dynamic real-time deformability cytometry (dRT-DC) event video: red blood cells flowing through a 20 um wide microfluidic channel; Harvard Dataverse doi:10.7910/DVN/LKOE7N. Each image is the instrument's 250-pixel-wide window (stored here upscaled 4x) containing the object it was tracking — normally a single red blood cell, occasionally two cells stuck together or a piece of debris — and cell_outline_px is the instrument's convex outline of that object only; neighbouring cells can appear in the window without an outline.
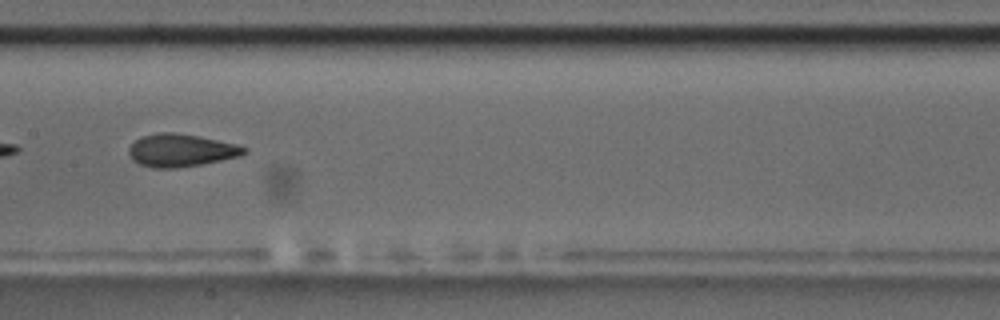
{"species": "common noctule bat (a hibernating species)", "species_latin": "Nyctalus noctula", "temperature_condition": "room temperature", "stored_images_in_passage": 38, "camera_frame_rate_fps": 3000, "um_per_image_px": 0.085, "animal": {"sex": "male", "body_mass_g": 17.5, "forearm_length_mm": 52.3}, "frame": {"image": 1, "passage_image": 28, "time_ms": 9.0, "image_size_px": [1000, 320], "cell_outline_px": [[248, 152], [240, 156], [200, 164], [176, 168], [152, 168], [140, 164], [132, 160], [128, 152], [128, 148], [140, 136], [160, 132], [172, 132], [196, 136], [236, 144], [248, 148]], "centroid_in_image_um": [15.35, 12.78], "position_along_channel_um": 192.0, "area_um2": 21.85}}
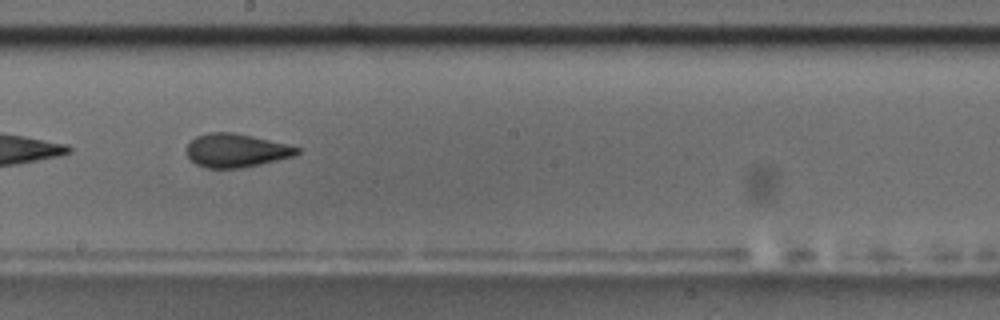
{"frame": {"image": 2, "passage_image": 31, "time_ms": 10.0, "image_size_px": [1000, 320], "cell_outline_px": [[300, 152], [296, 156], [244, 168], [204, 168], [196, 164], [188, 156], [188, 144], [196, 136], [208, 132], [232, 132], [252, 136], [288, 144], [300, 148]], "centroid_in_image_um": [20.11, 12.8], "position_along_channel_um": 228.1, "area_um2": 21.68}}